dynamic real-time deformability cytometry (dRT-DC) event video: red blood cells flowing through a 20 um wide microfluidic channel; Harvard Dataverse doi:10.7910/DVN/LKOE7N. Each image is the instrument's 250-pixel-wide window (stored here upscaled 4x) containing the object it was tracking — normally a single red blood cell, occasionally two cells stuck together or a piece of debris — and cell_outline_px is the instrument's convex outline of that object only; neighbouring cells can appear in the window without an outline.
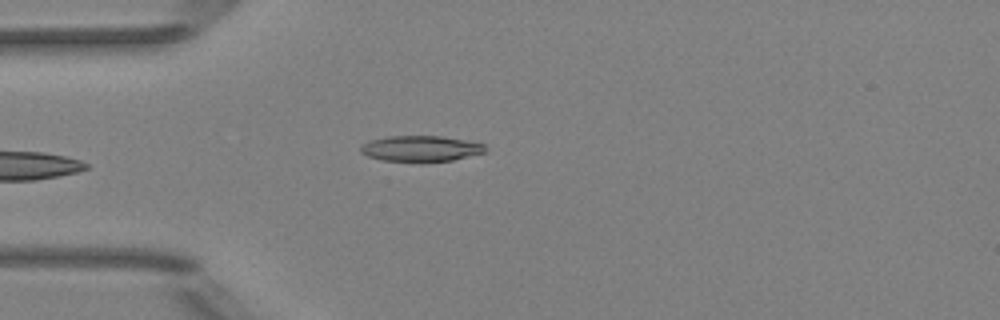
{"species": "Egyptian fruit bat (a non-hibernating species)", "species_latin": "Rousettus aegyptiacus", "temperature_condition": "room temperature", "stored_images_in_passage": 5, "camera_frame_rate_fps": 3000, "um_per_image_px": 0.085, "animal": {"sex": "female"}, "frame": {"image": 1, "passage_image": 4, "time_ms": 3.667, "image_size_px": [1000, 320], "cell_outline_px": [[488, 152], [452, 160], [424, 164], [420, 164], [380, 160], [368, 156], [360, 152], [360, 144], [368, 140], [388, 136], [444, 136], [484, 144], [488, 148]], "centroid_in_image_um": [35.75, 12.66], "position_along_channel_um": 49.3, "area_um2": 19.65}}